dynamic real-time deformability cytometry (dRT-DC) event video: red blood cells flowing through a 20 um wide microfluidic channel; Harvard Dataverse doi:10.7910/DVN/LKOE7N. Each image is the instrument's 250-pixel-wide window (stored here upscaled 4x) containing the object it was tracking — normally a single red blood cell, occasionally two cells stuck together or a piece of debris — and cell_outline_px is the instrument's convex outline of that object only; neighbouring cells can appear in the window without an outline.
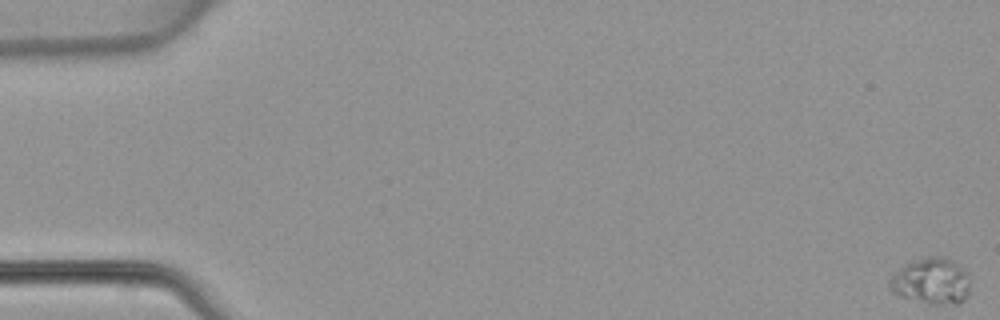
{"species": "common noctule bat (a hibernating species)", "species_latin": "Nyctalus noctula", "temperature_condition": "warm", "stored_images_in_passage": 50, "camera_frame_rate_fps": 3000, "um_per_image_px": 0.085, "animal": {"sex": "female", "body_mass_g": 22.7, "forearm_length_mm": 54.2}, "frame": {"image": 1, "passage_image": 1, "time_ms": 0.0, "image_size_px": [1000, 320], "cell_outline_px": [[972, 276], [968, 296], [960, 304], [932, 304], [900, 296], [892, 292], [888, 284], [888, 280], [900, 268], [916, 260], [928, 256], [944, 256], [952, 260], [968, 272]], "centroid_in_image_um": [79.24, 23.9], "position_along_channel_um": 5.8, "area_um2": 21.96}}
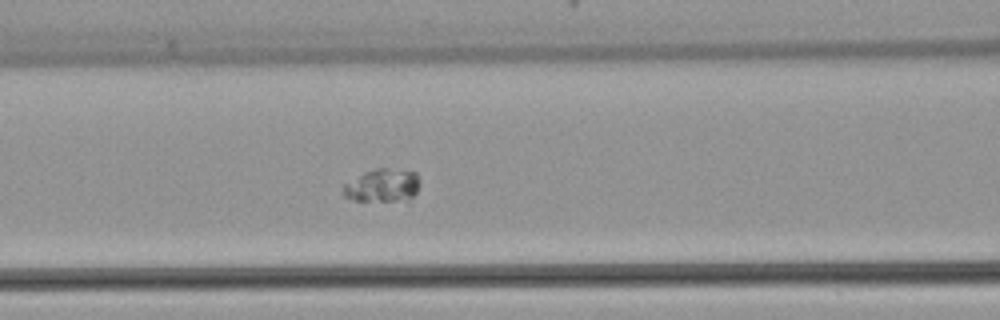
{"frame": {"image": 2, "passage_image": 22, "time_ms": 7.0, "image_size_px": [1000, 320], "cell_outline_px": [[420, 184], [416, 192], [412, 196], [392, 200], [356, 200], [344, 196], [344, 184], [364, 172], [376, 168], [388, 168], [416, 172]], "centroid_in_image_um": [32.51, 15.72], "position_along_channel_um": 134.1, "area_um2": 14.28}}
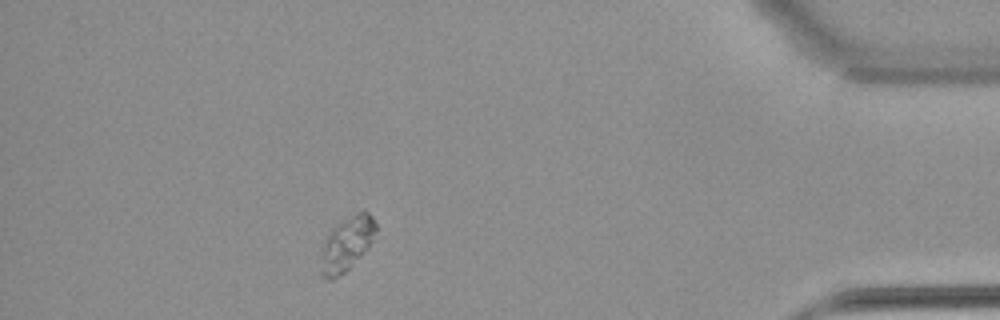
{"frame": {"image": 3, "passage_image": 45, "time_ms": 14.667, "image_size_px": [1000, 320], "cell_outline_px": [[376, 228], [372, 240], [368, 248], [344, 272], [332, 280], [328, 280], [320, 276], [320, 272], [324, 240], [328, 232], [344, 216], [356, 212], [368, 212], [372, 216], [376, 224]], "centroid_in_image_um": [29.45, 20.7], "position_along_channel_um": 405.8, "area_um2": 17.4}}